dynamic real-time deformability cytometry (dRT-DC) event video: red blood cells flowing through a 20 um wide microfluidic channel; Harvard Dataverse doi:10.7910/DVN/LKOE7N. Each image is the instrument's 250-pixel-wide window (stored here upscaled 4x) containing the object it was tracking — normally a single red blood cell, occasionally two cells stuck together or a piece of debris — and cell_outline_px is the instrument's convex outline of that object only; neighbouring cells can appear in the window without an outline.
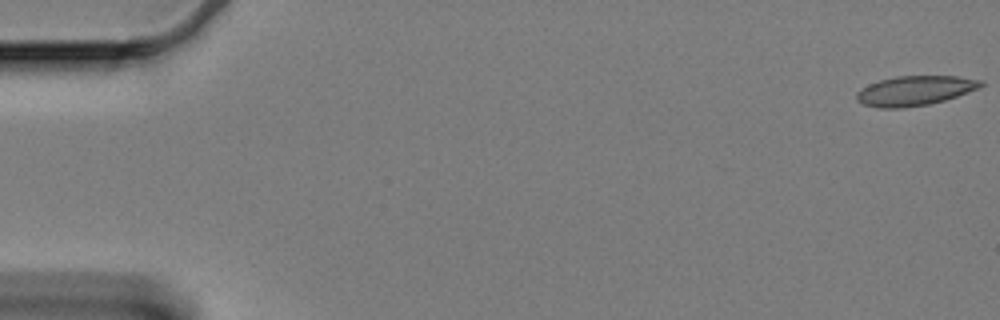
{"species": "Egyptian fruit bat (a non-hibernating species)", "species_latin": "Rousettus aegyptiacus", "temperature_condition": "cold", "stored_images_in_passage": 9, "camera_frame_rate_fps": 3000, "um_per_image_px": 0.085, "animal": {"sex": "female"}, "frame": {"image": 1, "passage_image": 1, "time_ms": 0.0, "image_size_px": [1000, 320], "cell_outline_px": [[984, 84], [980, 88], [944, 100], [928, 104], [900, 108], [880, 108], [864, 104], [856, 100], [856, 92], [868, 84], [880, 80], [896, 76], [956, 76], [984, 80]], "centroid_in_image_um": [77.77, 7.7], "position_along_channel_um": 7.2, "area_um2": 21.44}}